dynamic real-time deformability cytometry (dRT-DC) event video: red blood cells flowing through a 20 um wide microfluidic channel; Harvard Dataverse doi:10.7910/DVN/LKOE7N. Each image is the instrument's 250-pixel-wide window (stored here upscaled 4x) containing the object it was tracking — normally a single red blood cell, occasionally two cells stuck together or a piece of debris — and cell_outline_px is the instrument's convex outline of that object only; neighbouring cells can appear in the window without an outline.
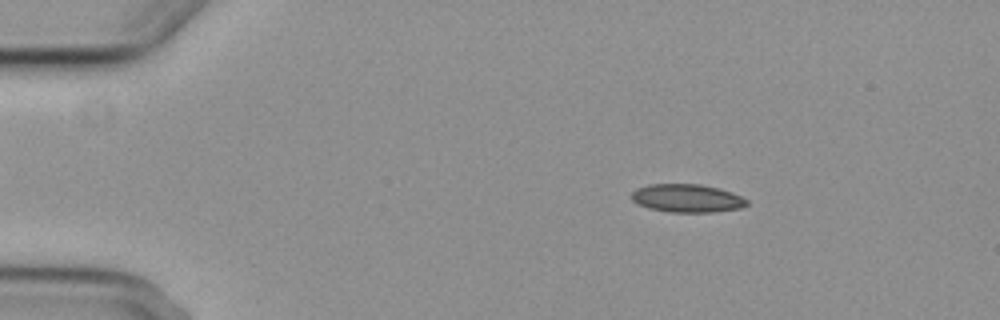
{"species": "common noctule bat (a hibernating species)", "species_latin": "Nyctalus noctula", "temperature_condition": "cold", "stored_images_in_passage": 4, "camera_frame_rate_fps": 3000, "um_per_image_px": 0.085, "animal": {"sex": "female", "body_mass_g": 29.2, "forearm_length_mm": 56.3}, "frame": {"image": 1, "passage_image": 4, "time_ms": 3.667, "image_size_px": [1000, 320], "cell_outline_px": [[748, 204], [740, 208], [712, 212], [668, 212], [648, 208], [636, 204], [632, 200], [632, 192], [636, 188], [648, 184], [700, 184], [732, 192], [748, 200]], "centroid_in_image_um": [58.36, 16.85], "position_along_channel_um": 26.6, "area_um2": 18.96}}